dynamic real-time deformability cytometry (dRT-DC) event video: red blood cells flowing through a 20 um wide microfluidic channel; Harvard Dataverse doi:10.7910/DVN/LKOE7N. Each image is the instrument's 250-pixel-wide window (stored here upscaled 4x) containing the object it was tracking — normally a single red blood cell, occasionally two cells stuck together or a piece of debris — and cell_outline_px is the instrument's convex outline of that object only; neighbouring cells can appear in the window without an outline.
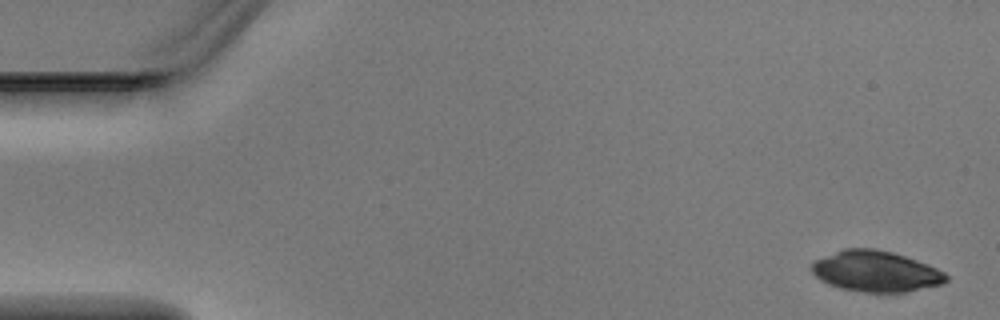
{"species": "Egyptian fruit bat (a non-hibernating species)", "species_latin": "Rousettus aegyptiacus", "temperature_condition": "warm", "stored_images_in_passage": 4, "camera_frame_rate_fps": 3000, "um_per_image_px": 0.085, "animal": {"sex": "male"}, "frame": {"image": 1, "passage_image": 1, "time_ms": 0.0, "image_size_px": [1000, 320], "cell_outline_px": [[948, 280], [940, 284], [904, 292], [864, 292], [840, 288], [828, 284], [820, 280], [812, 272], [812, 260], [844, 248], [876, 248], [892, 252], [928, 264], [944, 272], [948, 276]], "centroid_in_image_um": [74.4, 23.05], "position_along_channel_um": 10.6, "area_um2": 31.96}}
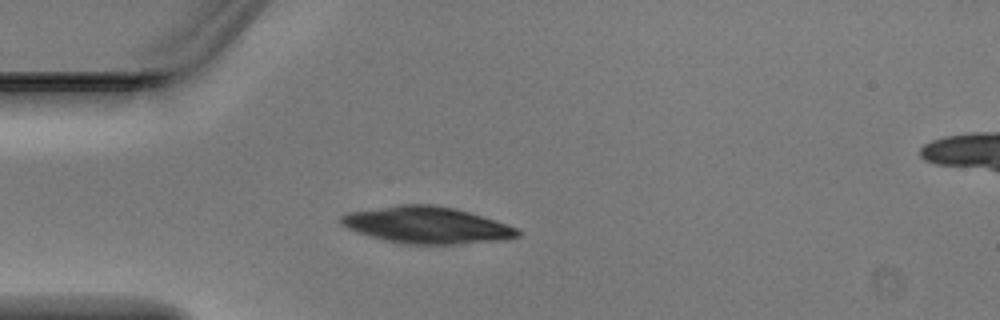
{"frame": {"image": 2, "passage_image": 3, "time_ms": 0.667, "image_size_px": [1000, 320], "cell_outline_px": [[520, 236], [496, 240], [456, 244], [408, 244], [384, 240], [348, 228], [340, 224], [340, 216], [348, 212], [396, 204], [436, 204], [456, 208], [516, 228], [520, 232]], "centroid_in_image_um": [36.21, 19.11], "position_along_channel_um": 48.8, "area_um2": 37.34}}